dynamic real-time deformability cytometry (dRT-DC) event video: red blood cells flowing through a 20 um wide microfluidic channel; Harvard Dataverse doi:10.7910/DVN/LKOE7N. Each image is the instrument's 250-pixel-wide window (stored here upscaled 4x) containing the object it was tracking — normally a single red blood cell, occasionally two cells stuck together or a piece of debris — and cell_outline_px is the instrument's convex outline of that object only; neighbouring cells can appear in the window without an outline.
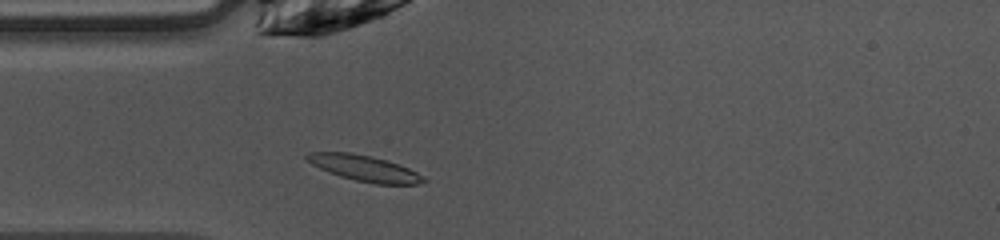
{"species": "common noctule bat (a hibernating species)", "species_latin": "Nyctalus noctula", "temperature_condition": "warm", "stored_images_in_passage": 41, "camera_frame_rate_fps": 3000, "um_per_image_px": 0.085, "animal": {"sex": "female", "body_mass_g": 10.0, "forearm_length_mm": 53.1}, "frame": {"image": 1, "passage_image": 5, "time_ms": 1.333, "image_size_px": [1000, 240], "cell_outline_px": [[428, 180], [416, 184], [376, 184], [356, 180], [340, 176], [328, 172], [312, 164], [304, 156], [308, 152], [352, 152], [372, 156], [388, 160], [408, 168], [416, 172]], "centroid_in_image_um": [30.96, 14.29], "position_along_channel_um": 54.0, "area_um2": 17.51}}
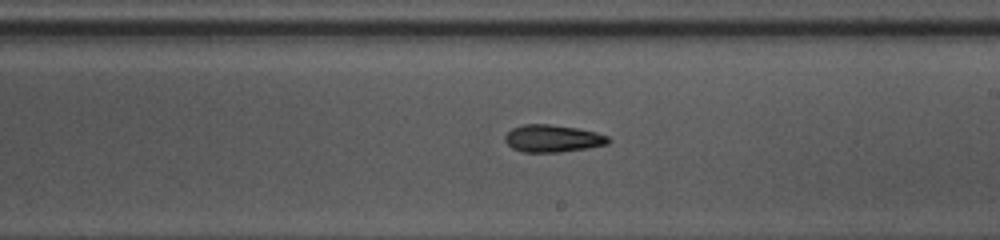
{"frame": {"image": 2, "passage_image": 19, "time_ms": 6.0, "image_size_px": [1000, 240], "cell_outline_px": [[612, 140], [608, 144], [588, 148], [560, 152], [524, 152], [512, 148], [504, 140], [504, 136], [512, 128], [524, 124], [548, 124], [576, 128], [596, 132], [608, 136]], "centroid_in_image_um": [46.99, 11.77], "position_along_channel_um": 242.0, "area_um2": 16.47}}
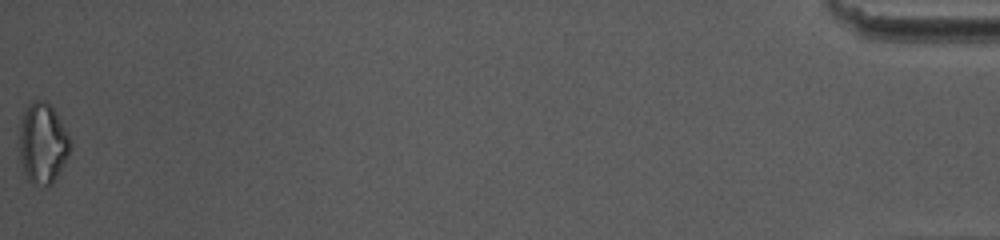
{"frame": {"image": 3, "passage_image": 41, "time_ms": 13.333, "image_size_px": [1000, 240], "cell_outline_px": [[72, 148], [64, 164], [52, 184], [32, 184], [28, 180], [24, 172], [20, 160], [20, 120], [24, 108], [32, 100], [44, 100], [56, 112], [72, 144]], "centroid_in_image_um": [3.62, 12.16], "position_along_channel_um": 431.6, "area_um2": 23.87}, "authors_computed_cell_mechanics": {"area_um2": 16.9932, "velocity_mm_per_s": 4.0592, "shape_relaxation_time_tau1_ms": 8.7543, "shape_relaxation_time_tau2_ms": 4.2513, "deformation_change_tau1": 0.1999, "deformation_change_tau2": 0.1189}}